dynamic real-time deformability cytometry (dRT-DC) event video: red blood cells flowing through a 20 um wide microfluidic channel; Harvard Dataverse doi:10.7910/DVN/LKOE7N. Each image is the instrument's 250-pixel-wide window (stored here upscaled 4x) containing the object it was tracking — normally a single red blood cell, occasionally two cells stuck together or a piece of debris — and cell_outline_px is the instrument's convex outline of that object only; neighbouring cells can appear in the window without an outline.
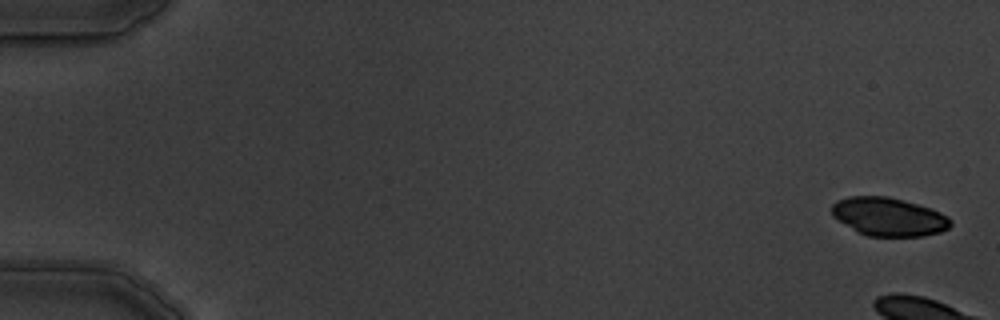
{"species": "common noctule bat (a hibernating species)", "species_latin": "Nyctalus noctula", "temperature_condition": "warm", "stored_images_in_passage": 7, "camera_frame_rate_fps": 3000, "um_per_image_px": 0.085, "animal": {"sex": "male", "body_mass_g": 19.5, "forearm_length_mm": 54.6}, "frame": {"image": 1, "passage_image": 1, "time_ms": 0.0, "image_size_px": [1000, 320], "cell_outline_px": [[952, 224], [948, 228], [940, 232], [924, 236], [868, 236], [856, 232], [832, 216], [832, 204], [836, 200], [848, 196], [888, 196], [904, 200], [932, 208], [948, 216], [952, 220]], "centroid_in_image_um": [75.54, 18.42], "position_along_channel_um": 9.5, "area_um2": 26.88}}
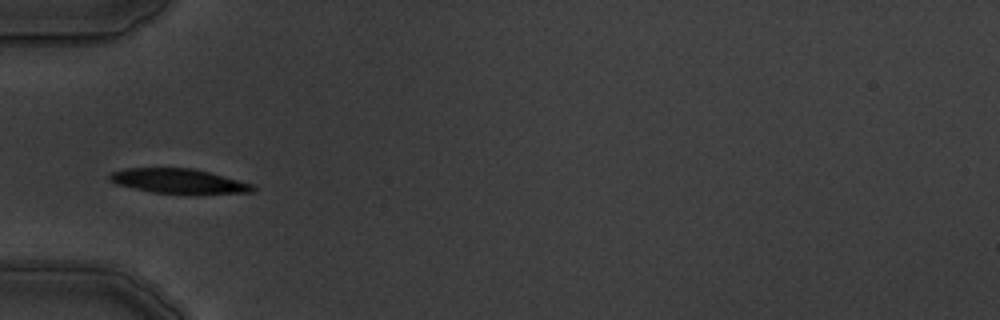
{"frame": {"image": 2, "passage_image": 6, "time_ms": 6.667, "image_size_px": [1000, 320], "cell_outline_px": [[256, 188], [252, 192], [196, 196], [152, 192], [116, 184], [108, 180], [108, 176], [112, 172], [124, 168], [192, 168], [208, 172], [252, 184]], "centroid_in_image_um": [15.2, 15.43], "position_along_channel_um": 69.8, "area_um2": 21.15}}
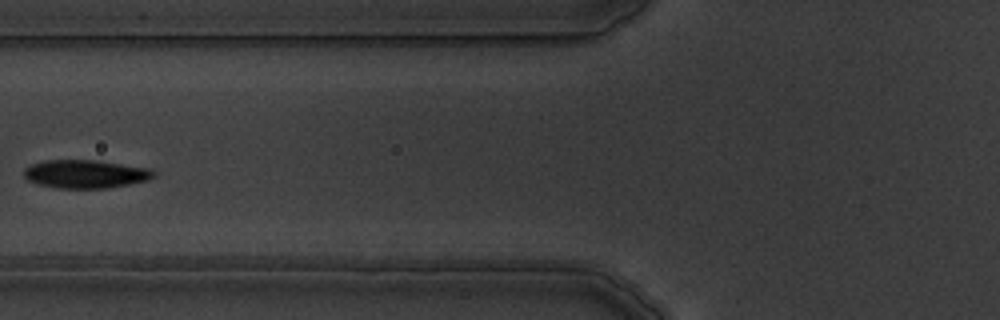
{"frame": {"image": 3, "passage_image": 7, "time_ms": 8.0, "image_size_px": [1000, 320], "cell_outline_px": [[156, 176], [148, 180], [108, 188], [56, 188], [36, 184], [28, 180], [24, 176], [24, 168], [28, 164], [44, 160], [96, 160], [152, 168], [156, 172]], "centroid_in_image_um": [7.26, 14.78], "position_along_channel_um": 118.5, "area_um2": 21.73}}